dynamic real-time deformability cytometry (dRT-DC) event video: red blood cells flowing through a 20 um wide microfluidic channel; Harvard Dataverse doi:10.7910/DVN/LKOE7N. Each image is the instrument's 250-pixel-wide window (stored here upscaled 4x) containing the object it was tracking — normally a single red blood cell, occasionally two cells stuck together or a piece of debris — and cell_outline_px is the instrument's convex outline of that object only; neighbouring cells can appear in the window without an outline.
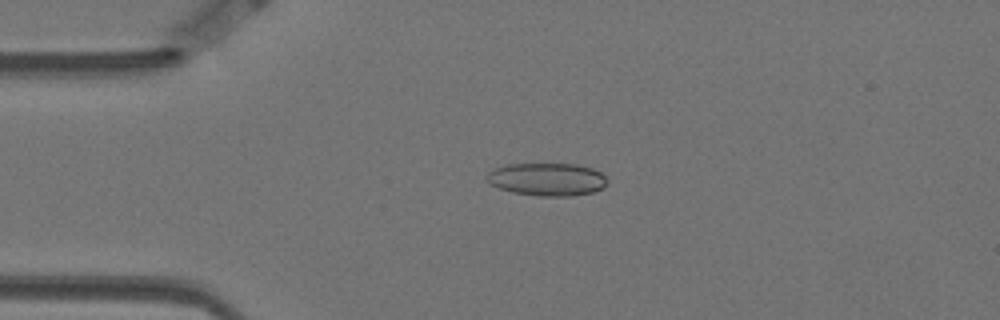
{"species": "Egyptian fruit bat (a non-hibernating species)", "species_latin": "Rousettus aegyptiacus", "temperature_condition": "warm", "stored_images_in_passage": 58, "camera_frame_rate_fps": 3000, "um_per_image_px": 0.085, "animal": {"sex": "female"}, "frame": {"image": 1, "passage_image": 13, "time_ms": 4.0, "image_size_px": [1000, 320], "cell_outline_px": [[608, 180], [604, 188], [592, 192], [572, 196], [540, 196], [512, 192], [500, 188], [492, 184], [484, 176], [488, 172], [504, 164], [576, 164], [592, 168], [600, 172]], "centroid_in_image_um": [46.52, 15.24], "position_along_channel_um": 38.5, "area_um2": 23.06}}
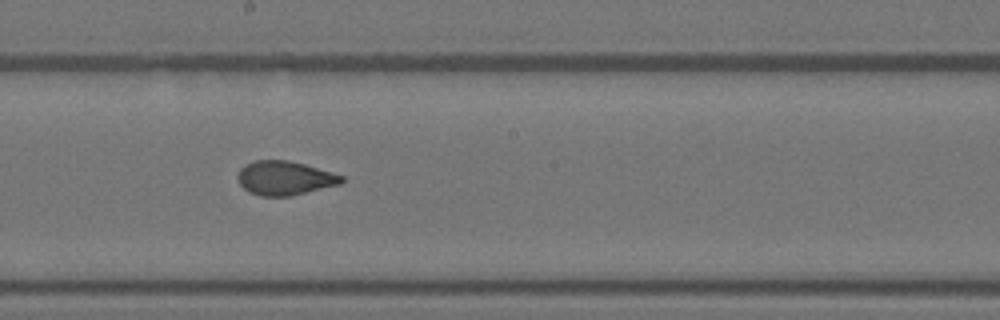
{"frame": {"image": 2, "passage_image": 31, "time_ms": 10.0, "image_size_px": [1000, 320], "cell_outline_px": [[344, 180], [340, 184], [288, 196], [260, 196], [248, 192], [240, 184], [236, 176], [240, 168], [244, 164], [256, 160], [288, 160], [304, 164], [332, 172], [344, 176]], "centroid_in_image_um": [24.16, 15.13], "position_along_channel_um": 224.0, "area_um2": 20.58}}
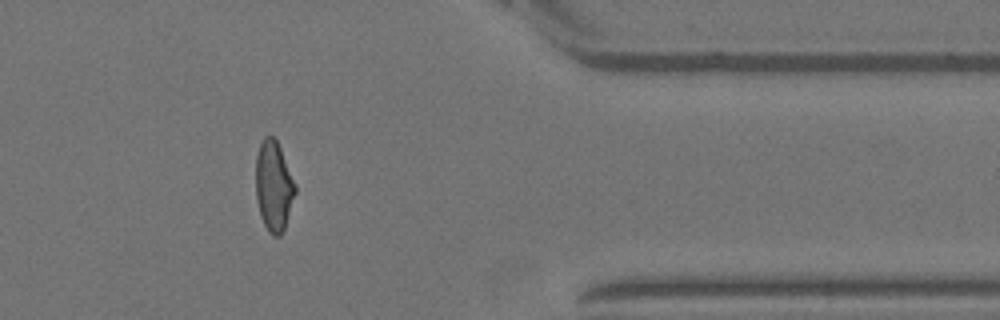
{"frame": {"image": 3, "passage_image": 47, "time_ms": 15.333, "image_size_px": [1000, 320], "cell_outline_px": [[296, 192], [284, 228], [280, 236], [272, 236], [268, 232], [260, 216], [256, 200], [256, 156], [260, 144], [264, 136], [272, 136], [276, 140], [280, 148], [296, 184]], "centroid_in_image_um": [23.25, 15.83], "position_along_channel_um": 388.1, "area_um2": 20.69}, "authors_computed_cell_mechanics": {"area_um2": 21.386, "velocity_mm_per_s": 3.502, "shape_relaxation_time_tau1_ms": 4.2205, "shape_relaxation_time_tau2_ms": 1.318, "deformation_change_tau1": 0.1492, "deformation_change_tau2": 0.0812}}